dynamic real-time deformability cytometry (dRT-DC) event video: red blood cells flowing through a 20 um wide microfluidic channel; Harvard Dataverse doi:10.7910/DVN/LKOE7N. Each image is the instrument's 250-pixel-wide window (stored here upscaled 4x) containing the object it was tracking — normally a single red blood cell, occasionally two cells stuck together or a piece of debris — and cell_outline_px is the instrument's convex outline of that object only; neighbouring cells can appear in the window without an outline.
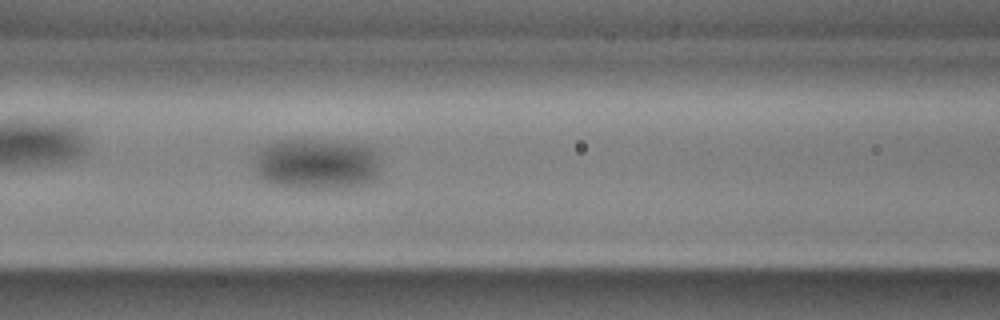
{"species": "common noctule bat (a hibernating species)", "species_latin": "Nyctalus noctula", "temperature_condition": "cold", "stored_images_in_passage": 55, "camera_frame_rate_fps": 3000, "um_per_image_px": 0.085, "animal": {"sex": "male", "body_mass_g": 17.9, "forearm_length_mm": 54.2}, "frame": {"image": 1, "passage_image": 22, "time_ms": 7.0, "image_size_px": [1000, 320], "cell_outline_px": [[380, 172], [376, 180], [372, 184], [348, 188], [284, 188], [268, 184], [260, 180], [256, 172], [256, 152], [268, 144], [276, 140], [312, 140], [344, 144], [368, 148], [376, 156], [380, 168]], "centroid_in_image_um": [26.86, 14.01], "position_along_channel_um": 139.7, "area_um2": 37.57}}
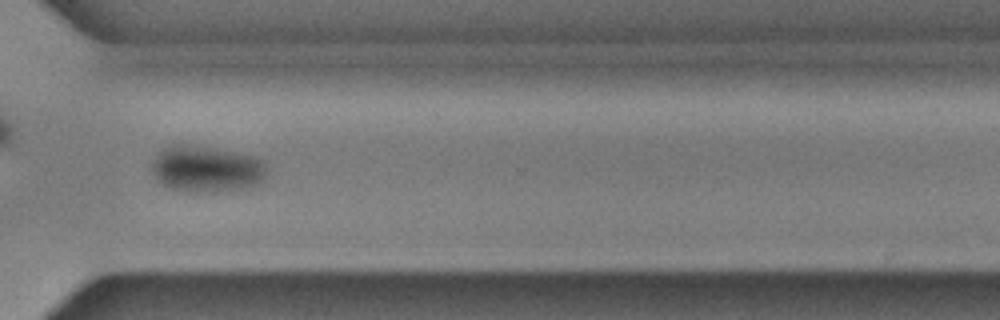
{"frame": {"image": 2, "passage_image": 40, "time_ms": 13.0, "image_size_px": [1000, 320], "cell_outline_px": [[268, 172], [264, 180], [248, 192], [188, 192], [168, 188], [156, 180], [152, 172], [152, 160], [156, 152], [160, 148], [168, 144], [188, 144], [212, 148], [256, 156], [264, 160], [268, 168]], "centroid_in_image_um": [17.6, 14.39], "position_along_channel_um": 353.0, "area_um2": 32.71}}
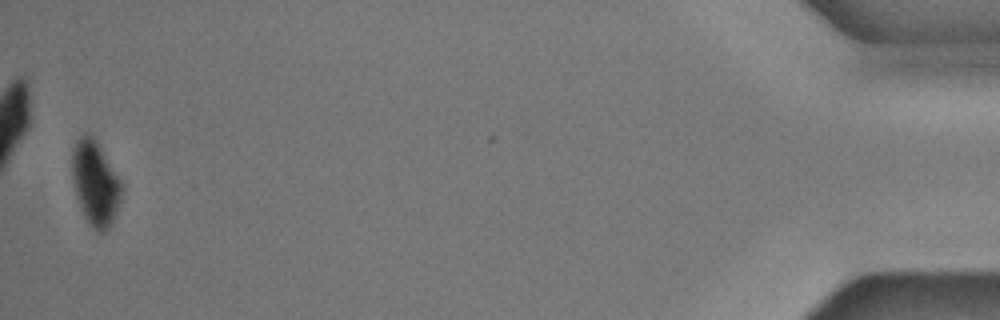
{"frame": {"image": 3, "passage_image": 54, "time_ms": 17.667, "image_size_px": [1000, 320], "cell_outline_px": [[124, 188], [116, 212], [108, 228], [104, 232], [96, 232], [88, 224], [80, 208], [76, 196], [72, 176], [72, 152], [76, 140], [84, 132], [88, 132], [96, 140], [120, 180]], "centroid_in_image_um": [8.08, 15.57], "position_along_channel_um": 427.1, "area_um2": 24.39}}